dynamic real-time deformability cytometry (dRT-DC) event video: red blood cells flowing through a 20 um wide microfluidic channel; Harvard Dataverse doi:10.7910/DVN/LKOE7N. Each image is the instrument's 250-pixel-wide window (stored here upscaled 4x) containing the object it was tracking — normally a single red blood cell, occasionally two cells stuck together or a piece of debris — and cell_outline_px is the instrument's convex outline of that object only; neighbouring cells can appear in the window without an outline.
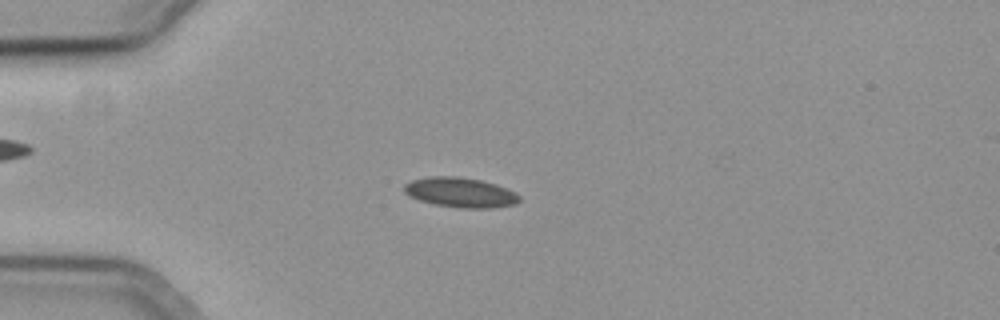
{"species": "common noctule bat (a hibernating species)", "species_latin": "Nyctalus noctula", "temperature_condition": "cold", "stored_images_in_passage": 49, "camera_frame_rate_fps": 3000, "um_per_image_px": 0.085, "animal": {"sex": "female", "body_mass_g": 19.3, "forearm_length_mm": 54.1}, "frame": {"image": 1, "passage_image": 16, "time_ms": 5.0, "image_size_px": [1000, 320], "cell_outline_px": [[520, 200], [516, 204], [492, 208], [460, 208], [436, 204], [420, 200], [404, 192], [404, 184], [412, 180], [432, 176], [456, 176], [480, 180], [496, 184], [516, 192], [520, 196]], "centroid_in_image_um": [39.17, 16.36], "position_along_channel_um": 45.8, "area_um2": 19.94}}
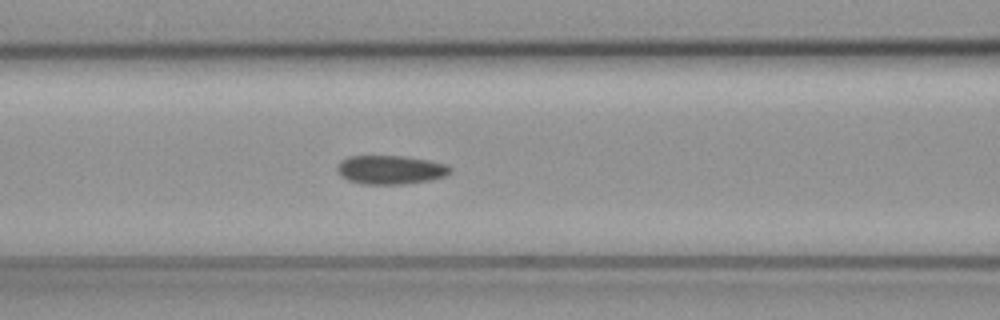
{"frame": {"image": 2, "passage_image": 25, "time_ms": 8.0, "image_size_px": [1000, 320], "cell_outline_px": [[452, 172], [444, 176], [432, 180], [404, 184], [360, 184], [348, 180], [340, 176], [336, 168], [340, 160], [348, 156], [404, 156], [428, 160], [448, 164], [452, 168]], "centroid_in_image_um": [33.19, 14.43], "position_along_channel_um": 133.4, "area_um2": 19.25}}
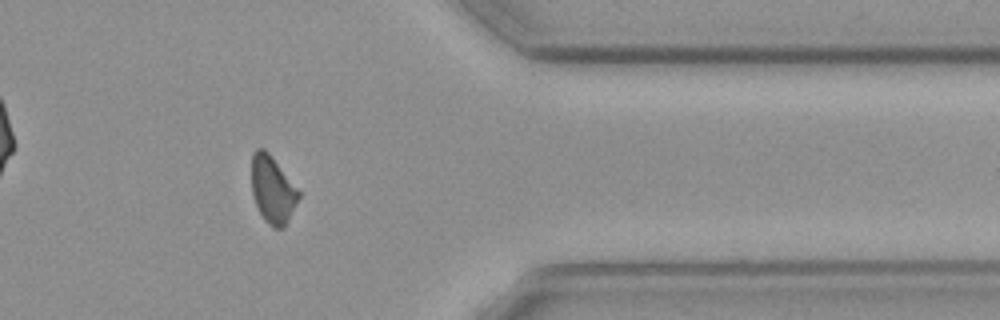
{"frame": {"image": 3, "passage_image": 47, "time_ms": 15.333, "image_size_px": [1000, 320], "cell_outline_px": [[300, 196], [284, 228], [272, 228], [264, 220], [256, 204], [252, 192], [252, 152], [256, 148], [264, 148], [272, 156], [300, 192]], "centroid_in_image_um": [23.16, 16.11], "position_along_channel_um": 388.2, "area_um2": 18.32}}